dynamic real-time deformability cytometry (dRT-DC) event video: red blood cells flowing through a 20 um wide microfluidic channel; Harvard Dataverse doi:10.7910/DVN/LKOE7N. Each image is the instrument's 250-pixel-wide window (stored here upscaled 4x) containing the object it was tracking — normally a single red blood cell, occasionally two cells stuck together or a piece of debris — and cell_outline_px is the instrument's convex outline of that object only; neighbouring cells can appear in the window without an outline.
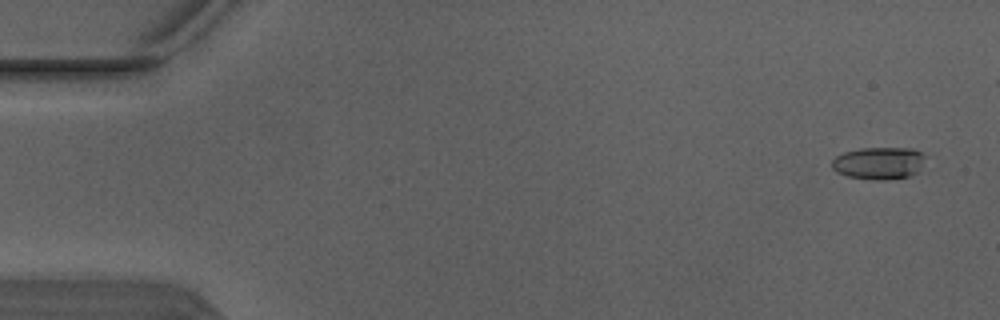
{"species": "Egyptian fruit bat (a non-hibernating species)", "species_latin": "Rousettus aegyptiacus", "temperature_condition": "warm", "stored_images_in_passage": 6, "camera_frame_rate_fps": 3000, "um_per_image_px": 0.085, "animal": {"sex": "male"}, "frame": {"image": 1, "passage_image": 1, "time_ms": 0.0, "image_size_px": [1000, 320], "cell_outline_px": [[924, 156], [916, 172], [908, 176], [848, 176], [836, 172], [832, 168], [832, 160], [836, 156], [844, 152], [860, 148], [912, 148], [920, 152]], "centroid_in_image_um": [74.63, 13.78], "position_along_channel_um": 10.4, "area_um2": 16.3}}
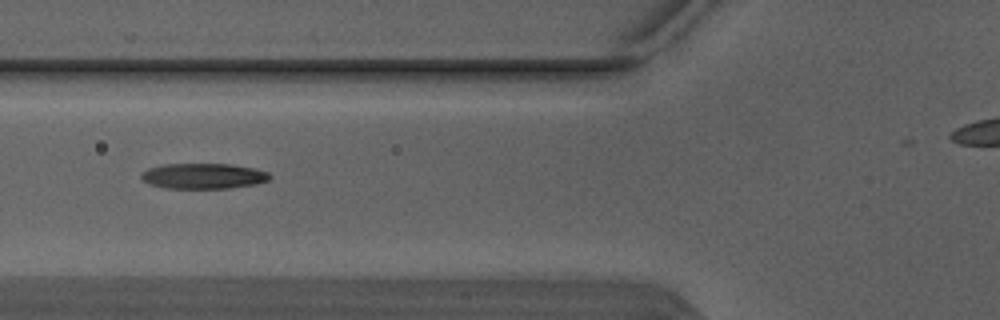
{"frame": {"image": 2, "passage_image": 6, "time_ms": 1.667, "image_size_px": [1000, 320], "cell_outline_px": [[272, 176], [268, 180], [256, 184], [228, 188], [164, 188], [148, 184], [140, 176], [140, 172], [148, 168], [164, 164], [232, 164], [256, 168], [268, 172]], "centroid_in_image_um": [17.28, 14.96], "position_along_channel_um": 108.5, "area_um2": 19.25}}